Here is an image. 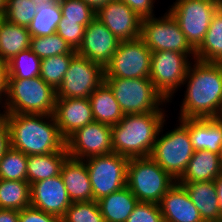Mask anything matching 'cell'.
Segmentation results:
<instances>
[{
    "label": "cell",
    "mask_w": 222,
    "mask_h": 222,
    "mask_svg": "<svg viewBox=\"0 0 222 222\" xmlns=\"http://www.w3.org/2000/svg\"><path fill=\"white\" fill-rule=\"evenodd\" d=\"M186 90L178 119L219 118L222 107V63L194 60L183 81Z\"/></svg>",
    "instance_id": "cell-1"
},
{
    "label": "cell",
    "mask_w": 222,
    "mask_h": 222,
    "mask_svg": "<svg viewBox=\"0 0 222 222\" xmlns=\"http://www.w3.org/2000/svg\"><path fill=\"white\" fill-rule=\"evenodd\" d=\"M10 130V146L29 155H45L64 151L66 140L61 136L54 115L4 114Z\"/></svg>",
    "instance_id": "cell-2"
},
{
    "label": "cell",
    "mask_w": 222,
    "mask_h": 222,
    "mask_svg": "<svg viewBox=\"0 0 222 222\" xmlns=\"http://www.w3.org/2000/svg\"><path fill=\"white\" fill-rule=\"evenodd\" d=\"M166 112L127 114L112 125V149L127 158L149 157Z\"/></svg>",
    "instance_id": "cell-3"
},
{
    "label": "cell",
    "mask_w": 222,
    "mask_h": 222,
    "mask_svg": "<svg viewBox=\"0 0 222 222\" xmlns=\"http://www.w3.org/2000/svg\"><path fill=\"white\" fill-rule=\"evenodd\" d=\"M56 90L40 76L31 79H7L3 114L53 115Z\"/></svg>",
    "instance_id": "cell-4"
},
{
    "label": "cell",
    "mask_w": 222,
    "mask_h": 222,
    "mask_svg": "<svg viewBox=\"0 0 222 222\" xmlns=\"http://www.w3.org/2000/svg\"><path fill=\"white\" fill-rule=\"evenodd\" d=\"M167 120L166 118L158 132L150 157L175 181H178L186 170L194 149L188 129L179 120L174 129L163 134Z\"/></svg>",
    "instance_id": "cell-5"
},
{
    "label": "cell",
    "mask_w": 222,
    "mask_h": 222,
    "mask_svg": "<svg viewBox=\"0 0 222 222\" xmlns=\"http://www.w3.org/2000/svg\"><path fill=\"white\" fill-rule=\"evenodd\" d=\"M124 115L167 112V102L150 78H105Z\"/></svg>",
    "instance_id": "cell-6"
},
{
    "label": "cell",
    "mask_w": 222,
    "mask_h": 222,
    "mask_svg": "<svg viewBox=\"0 0 222 222\" xmlns=\"http://www.w3.org/2000/svg\"><path fill=\"white\" fill-rule=\"evenodd\" d=\"M175 181L150 156L129 158L126 186L139 202L159 204Z\"/></svg>",
    "instance_id": "cell-7"
},
{
    "label": "cell",
    "mask_w": 222,
    "mask_h": 222,
    "mask_svg": "<svg viewBox=\"0 0 222 222\" xmlns=\"http://www.w3.org/2000/svg\"><path fill=\"white\" fill-rule=\"evenodd\" d=\"M221 5L222 0H176L167 10L179 24L188 43L196 50Z\"/></svg>",
    "instance_id": "cell-8"
},
{
    "label": "cell",
    "mask_w": 222,
    "mask_h": 222,
    "mask_svg": "<svg viewBox=\"0 0 222 222\" xmlns=\"http://www.w3.org/2000/svg\"><path fill=\"white\" fill-rule=\"evenodd\" d=\"M163 16H152L141 20L140 38L152 52L174 51L187 54L196 60L195 50L186 40L179 24L167 11Z\"/></svg>",
    "instance_id": "cell-9"
},
{
    "label": "cell",
    "mask_w": 222,
    "mask_h": 222,
    "mask_svg": "<svg viewBox=\"0 0 222 222\" xmlns=\"http://www.w3.org/2000/svg\"><path fill=\"white\" fill-rule=\"evenodd\" d=\"M184 53L174 51L151 52L149 78L155 89L167 102L172 103L175 93L183 87L188 69L193 61ZM179 89V90H178Z\"/></svg>",
    "instance_id": "cell-10"
},
{
    "label": "cell",
    "mask_w": 222,
    "mask_h": 222,
    "mask_svg": "<svg viewBox=\"0 0 222 222\" xmlns=\"http://www.w3.org/2000/svg\"><path fill=\"white\" fill-rule=\"evenodd\" d=\"M87 166L93 200L97 201L126 186L129 158L117 153L93 156L83 160Z\"/></svg>",
    "instance_id": "cell-11"
},
{
    "label": "cell",
    "mask_w": 222,
    "mask_h": 222,
    "mask_svg": "<svg viewBox=\"0 0 222 222\" xmlns=\"http://www.w3.org/2000/svg\"><path fill=\"white\" fill-rule=\"evenodd\" d=\"M151 52L141 38L120 41L110 62L104 67L105 78H149Z\"/></svg>",
    "instance_id": "cell-12"
},
{
    "label": "cell",
    "mask_w": 222,
    "mask_h": 222,
    "mask_svg": "<svg viewBox=\"0 0 222 222\" xmlns=\"http://www.w3.org/2000/svg\"><path fill=\"white\" fill-rule=\"evenodd\" d=\"M105 79L104 67L78 54L71 60L57 98H89Z\"/></svg>",
    "instance_id": "cell-13"
},
{
    "label": "cell",
    "mask_w": 222,
    "mask_h": 222,
    "mask_svg": "<svg viewBox=\"0 0 222 222\" xmlns=\"http://www.w3.org/2000/svg\"><path fill=\"white\" fill-rule=\"evenodd\" d=\"M69 157L85 160L93 156L113 153L112 126L92 121L66 139Z\"/></svg>",
    "instance_id": "cell-14"
},
{
    "label": "cell",
    "mask_w": 222,
    "mask_h": 222,
    "mask_svg": "<svg viewBox=\"0 0 222 222\" xmlns=\"http://www.w3.org/2000/svg\"><path fill=\"white\" fill-rule=\"evenodd\" d=\"M119 43V39L100 20L94 18L85 27L82 43L76 53L105 67Z\"/></svg>",
    "instance_id": "cell-15"
},
{
    "label": "cell",
    "mask_w": 222,
    "mask_h": 222,
    "mask_svg": "<svg viewBox=\"0 0 222 222\" xmlns=\"http://www.w3.org/2000/svg\"><path fill=\"white\" fill-rule=\"evenodd\" d=\"M60 175L30 184V206L62 218L71 205Z\"/></svg>",
    "instance_id": "cell-16"
},
{
    "label": "cell",
    "mask_w": 222,
    "mask_h": 222,
    "mask_svg": "<svg viewBox=\"0 0 222 222\" xmlns=\"http://www.w3.org/2000/svg\"><path fill=\"white\" fill-rule=\"evenodd\" d=\"M100 20L119 41L140 38L141 18L123 1L113 0L96 12Z\"/></svg>",
    "instance_id": "cell-17"
},
{
    "label": "cell",
    "mask_w": 222,
    "mask_h": 222,
    "mask_svg": "<svg viewBox=\"0 0 222 222\" xmlns=\"http://www.w3.org/2000/svg\"><path fill=\"white\" fill-rule=\"evenodd\" d=\"M53 115L65 140L76 130L94 121L89 98H56Z\"/></svg>",
    "instance_id": "cell-18"
},
{
    "label": "cell",
    "mask_w": 222,
    "mask_h": 222,
    "mask_svg": "<svg viewBox=\"0 0 222 222\" xmlns=\"http://www.w3.org/2000/svg\"><path fill=\"white\" fill-rule=\"evenodd\" d=\"M164 222H204L186 189L175 183L159 203Z\"/></svg>",
    "instance_id": "cell-19"
},
{
    "label": "cell",
    "mask_w": 222,
    "mask_h": 222,
    "mask_svg": "<svg viewBox=\"0 0 222 222\" xmlns=\"http://www.w3.org/2000/svg\"><path fill=\"white\" fill-rule=\"evenodd\" d=\"M178 120L188 129L194 151L207 150L220 153L222 117Z\"/></svg>",
    "instance_id": "cell-20"
},
{
    "label": "cell",
    "mask_w": 222,
    "mask_h": 222,
    "mask_svg": "<svg viewBox=\"0 0 222 222\" xmlns=\"http://www.w3.org/2000/svg\"><path fill=\"white\" fill-rule=\"evenodd\" d=\"M60 176L71 202L93 201V191L83 160L68 157L63 163Z\"/></svg>",
    "instance_id": "cell-21"
},
{
    "label": "cell",
    "mask_w": 222,
    "mask_h": 222,
    "mask_svg": "<svg viewBox=\"0 0 222 222\" xmlns=\"http://www.w3.org/2000/svg\"><path fill=\"white\" fill-rule=\"evenodd\" d=\"M177 183L186 189L204 222H222L214 181Z\"/></svg>",
    "instance_id": "cell-22"
},
{
    "label": "cell",
    "mask_w": 222,
    "mask_h": 222,
    "mask_svg": "<svg viewBox=\"0 0 222 222\" xmlns=\"http://www.w3.org/2000/svg\"><path fill=\"white\" fill-rule=\"evenodd\" d=\"M222 173L220 155L207 150L194 151L187 168L177 182L215 181Z\"/></svg>",
    "instance_id": "cell-23"
},
{
    "label": "cell",
    "mask_w": 222,
    "mask_h": 222,
    "mask_svg": "<svg viewBox=\"0 0 222 222\" xmlns=\"http://www.w3.org/2000/svg\"><path fill=\"white\" fill-rule=\"evenodd\" d=\"M138 202L127 186L97 200L105 222H126Z\"/></svg>",
    "instance_id": "cell-24"
},
{
    "label": "cell",
    "mask_w": 222,
    "mask_h": 222,
    "mask_svg": "<svg viewBox=\"0 0 222 222\" xmlns=\"http://www.w3.org/2000/svg\"><path fill=\"white\" fill-rule=\"evenodd\" d=\"M89 102L94 121L112 126L119 123L124 117L112 90L105 82L93 91L89 96Z\"/></svg>",
    "instance_id": "cell-25"
},
{
    "label": "cell",
    "mask_w": 222,
    "mask_h": 222,
    "mask_svg": "<svg viewBox=\"0 0 222 222\" xmlns=\"http://www.w3.org/2000/svg\"><path fill=\"white\" fill-rule=\"evenodd\" d=\"M30 40L28 27L0 19V60L5 64L21 51L30 49Z\"/></svg>",
    "instance_id": "cell-26"
},
{
    "label": "cell",
    "mask_w": 222,
    "mask_h": 222,
    "mask_svg": "<svg viewBox=\"0 0 222 222\" xmlns=\"http://www.w3.org/2000/svg\"><path fill=\"white\" fill-rule=\"evenodd\" d=\"M69 157L67 150L27 157V182L29 184L60 175L63 163Z\"/></svg>",
    "instance_id": "cell-27"
},
{
    "label": "cell",
    "mask_w": 222,
    "mask_h": 222,
    "mask_svg": "<svg viewBox=\"0 0 222 222\" xmlns=\"http://www.w3.org/2000/svg\"><path fill=\"white\" fill-rule=\"evenodd\" d=\"M36 10V15L28 26L31 38L56 33L62 18L59 0H37Z\"/></svg>",
    "instance_id": "cell-28"
},
{
    "label": "cell",
    "mask_w": 222,
    "mask_h": 222,
    "mask_svg": "<svg viewBox=\"0 0 222 222\" xmlns=\"http://www.w3.org/2000/svg\"><path fill=\"white\" fill-rule=\"evenodd\" d=\"M196 60L222 63V5L212 17L204 40L195 50Z\"/></svg>",
    "instance_id": "cell-29"
},
{
    "label": "cell",
    "mask_w": 222,
    "mask_h": 222,
    "mask_svg": "<svg viewBox=\"0 0 222 222\" xmlns=\"http://www.w3.org/2000/svg\"><path fill=\"white\" fill-rule=\"evenodd\" d=\"M30 206V184L27 181L0 179V208L21 211Z\"/></svg>",
    "instance_id": "cell-30"
},
{
    "label": "cell",
    "mask_w": 222,
    "mask_h": 222,
    "mask_svg": "<svg viewBox=\"0 0 222 222\" xmlns=\"http://www.w3.org/2000/svg\"><path fill=\"white\" fill-rule=\"evenodd\" d=\"M6 69L7 79H31L40 76L41 59L27 49L9 60Z\"/></svg>",
    "instance_id": "cell-31"
},
{
    "label": "cell",
    "mask_w": 222,
    "mask_h": 222,
    "mask_svg": "<svg viewBox=\"0 0 222 222\" xmlns=\"http://www.w3.org/2000/svg\"><path fill=\"white\" fill-rule=\"evenodd\" d=\"M76 55L77 53L60 54L41 59V79L57 90L63 81L71 60Z\"/></svg>",
    "instance_id": "cell-32"
},
{
    "label": "cell",
    "mask_w": 222,
    "mask_h": 222,
    "mask_svg": "<svg viewBox=\"0 0 222 222\" xmlns=\"http://www.w3.org/2000/svg\"><path fill=\"white\" fill-rule=\"evenodd\" d=\"M27 157L10 147L0 160V179L27 181Z\"/></svg>",
    "instance_id": "cell-33"
},
{
    "label": "cell",
    "mask_w": 222,
    "mask_h": 222,
    "mask_svg": "<svg viewBox=\"0 0 222 222\" xmlns=\"http://www.w3.org/2000/svg\"><path fill=\"white\" fill-rule=\"evenodd\" d=\"M30 50L40 59L60 54L76 53L57 33L42 37H32L30 40Z\"/></svg>",
    "instance_id": "cell-34"
},
{
    "label": "cell",
    "mask_w": 222,
    "mask_h": 222,
    "mask_svg": "<svg viewBox=\"0 0 222 222\" xmlns=\"http://www.w3.org/2000/svg\"><path fill=\"white\" fill-rule=\"evenodd\" d=\"M37 0H7L3 15L7 21L28 27L36 15Z\"/></svg>",
    "instance_id": "cell-35"
},
{
    "label": "cell",
    "mask_w": 222,
    "mask_h": 222,
    "mask_svg": "<svg viewBox=\"0 0 222 222\" xmlns=\"http://www.w3.org/2000/svg\"><path fill=\"white\" fill-rule=\"evenodd\" d=\"M61 222H105L97 201L72 202Z\"/></svg>",
    "instance_id": "cell-36"
},
{
    "label": "cell",
    "mask_w": 222,
    "mask_h": 222,
    "mask_svg": "<svg viewBox=\"0 0 222 222\" xmlns=\"http://www.w3.org/2000/svg\"><path fill=\"white\" fill-rule=\"evenodd\" d=\"M62 16L65 20L77 21L86 27L94 18V12L83 0H59Z\"/></svg>",
    "instance_id": "cell-37"
},
{
    "label": "cell",
    "mask_w": 222,
    "mask_h": 222,
    "mask_svg": "<svg viewBox=\"0 0 222 222\" xmlns=\"http://www.w3.org/2000/svg\"><path fill=\"white\" fill-rule=\"evenodd\" d=\"M84 30L85 27L77 23V21L65 20V17L62 16L58 23L56 33L61 36L73 50L77 51L82 43Z\"/></svg>",
    "instance_id": "cell-38"
},
{
    "label": "cell",
    "mask_w": 222,
    "mask_h": 222,
    "mask_svg": "<svg viewBox=\"0 0 222 222\" xmlns=\"http://www.w3.org/2000/svg\"><path fill=\"white\" fill-rule=\"evenodd\" d=\"M126 222H164L159 204L138 202Z\"/></svg>",
    "instance_id": "cell-39"
},
{
    "label": "cell",
    "mask_w": 222,
    "mask_h": 222,
    "mask_svg": "<svg viewBox=\"0 0 222 222\" xmlns=\"http://www.w3.org/2000/svg\"><path fill=\"white\" fill-rule=\"evenodd\" d=\"M19 222H61V218L29 206L19 212Z\"/></svg>",
    "instance_id": "cell-40"
},
{
    "label": "cell",
    "mask_w": 222,
    "mask_h": 222,
    "mask_svg": "<svg viewBox=\"0 0 222 222\" xmlns=\"http://www.w3.org/2000/svg\"><path fill=\"white\" fill-rule=\"evenodd\" d=\"M140 18L145 19L155 16L154 6L156 0H121Z\"/></svg>",
    "instance_id": "cell-41"
},
{
    "label": "cell",
    "mask_w": 222,
    "mask_h": 222,
    "mask_svg": "<svg viewBox=\"0 0 222 222\" xmlns=\"http://www.w3.org/2000/svg\"><path fill=\"white\" fill-rule=\"evenodd\" d=\"M10 147L9 125L5 115L0 111V160Z\"/></svg>",
    "instance_id": "cell-42"
},
{
    "label": "cell",
    "mask_w": 222,
    "mask_h": 222,
    "mask_svg": "<svg viewBox=\"0 0 222 222\" xmlns=\"http://www.w3.org/2000/svg\"><path fill=\"white\" fill-rule=\"evenodd\" d=\"M6 85H7L6 64L0 60V107H1L0 111L4 106V101L6 98Z\"/></svg>",
    "instance_id": "cell-43"
},
{
    "label": "cell",
    "mask_w": 222,
    "mask_h": 222,
    "mask_svg": "<svg viewBox=\"0 0 222 222\" xmlns=\"http://www.w3.org/2000/svg\"><path fill=\"white\" fill-rule=\"evenodd\" d=\"M19 212L18 210L0 208V222H19Z\"/></svg>",
    "instance_id": "cell-44"
},
{
    "label": "cell",
    "mask_w": 222,
    "mask_h": 222,
    "mask_svg": "<svg viewBox=\"0 0 222 222\" xmlns=\"http://www.w3.org/2000/svg\"><path fill=\"white\" fill-rule=\"evenodd\" d=\"M94 12H98L102 7L113 0H83Z\"/></svg>",
    "instance_id": "cell-45"
},
{
    "label": "cell",
    "mask_w": 222,
    "mask_h": 222,
    "mask_svg": "<svg viewBox=\"0 0 222 222\" xmlns=\"http://www.w3.org/2000/svg\"><path fill=\"white\" fill-rule=\"evenodd\" d=\"M214 182H215L217 197L219 200V208H220L221 217H222V173L217 177V179Z\"/></svg>",
    "instance_id": "cell-46"
},
{
    "label": "cell",
    "mask_w": 222,
    "mask_h": 222,
    "mask_svg": "<svg viewBox=\"0 0 222 222\" xmlns=\"http://www.w3.org/2000/svg\"><path fill=\"white\" fill-rule=\"evenodd\" d=\"M7 0H0V16L3 17L6 9Z\"/></svg>",
    "instance_id": "cell-47"
},
{
    "label": "cell",
    "mask_w": 222,
    "mask_h": 222,
    "mask_svg": "<svg viewBox=\"0 0 222 222\" xmlns=\"http://www.w3.org/2000/svg\"><path fill=\"white\" fill-rule=\"evenodd\" d=\"M219 155H220V158H221V161H222V144H221V148H220V153H219Z\"/></svg>",
    "instance_id": "cell-48"
}]
</instances>
